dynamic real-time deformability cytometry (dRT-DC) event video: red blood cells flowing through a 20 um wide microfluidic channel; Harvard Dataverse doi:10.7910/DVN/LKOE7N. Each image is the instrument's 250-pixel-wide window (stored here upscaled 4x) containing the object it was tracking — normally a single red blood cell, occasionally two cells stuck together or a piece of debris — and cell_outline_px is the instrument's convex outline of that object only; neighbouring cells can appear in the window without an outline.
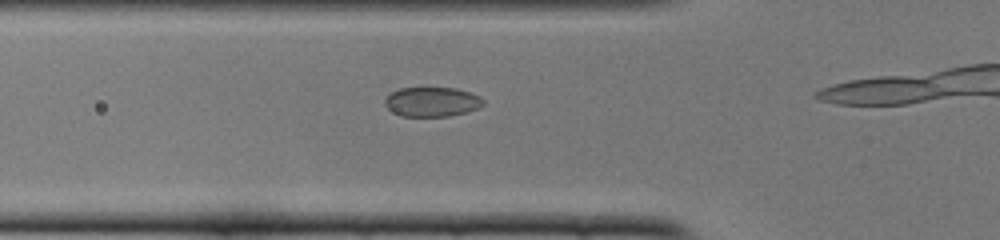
{"species": "common noctule bat (a hibernating species)", "species_latin": "Nyctalus noctula", "temperature_condition": "cold", "stored_images_in_passage": 15, "camera_frame_rate_fps": 3000, "um_per_image_px": 0.085, "animal": {"sex": "female", "body_mass_g": 22.0, "forearm_length_mm": 56.7}, "frame": {"image": 1, "passage_image": 11, "time_ms": 3.333, "image_size_px": [1000, 240], "cell_outline_px": [[484, 104], [468, 112], [448, 116], [400, 116], [388, 108], [384, 104], [384, 100], [392, 92], [400, 88], [456, 88], [480, 96], [484, 100]], "centroid_in_image_um": [36.72, 8.66], "position_along_channel_um": 89.1, "area_um2": 16.82}}